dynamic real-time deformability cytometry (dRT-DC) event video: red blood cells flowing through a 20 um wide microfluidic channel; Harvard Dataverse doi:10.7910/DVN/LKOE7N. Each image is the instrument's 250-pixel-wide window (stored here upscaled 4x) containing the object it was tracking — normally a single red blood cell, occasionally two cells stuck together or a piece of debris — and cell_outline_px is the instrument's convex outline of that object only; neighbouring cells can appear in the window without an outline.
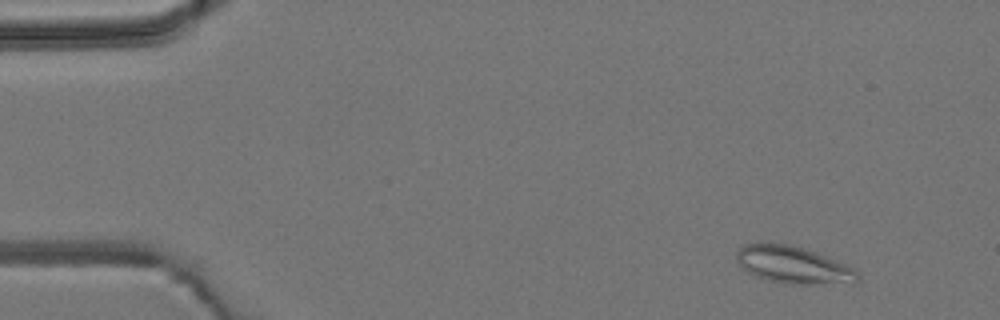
{"species": "common noctule bat (a hibernating species)", "species_latin": "Nyctalus noctula", "temperature_condition": "room temperature", "stored_images_in_passage": 5, "camera_frame_rate_fps": 3000, "um_per_image_px": 0.085, "animal": {"sex": "male", "body_mass_g": 19.2, "forearm_length_mm": 51.8}, "frame": {"image": 1, "passage_image": 1, "time_ms": 0.0, "image_size_px": [1000, 320], "cell_outline_px": [[860, 280], [856, 284], [792, 284], [768, 280], [756, 276], [748, 272], [736, 260], [736, 252], [744, 244], [792, 244], [808, 248], [844, 264], [860, 272]], "centroid_in_image_um": [67.51, 22.53], "position_along_channel_um": 17.5, "area_um2": 26.41}}